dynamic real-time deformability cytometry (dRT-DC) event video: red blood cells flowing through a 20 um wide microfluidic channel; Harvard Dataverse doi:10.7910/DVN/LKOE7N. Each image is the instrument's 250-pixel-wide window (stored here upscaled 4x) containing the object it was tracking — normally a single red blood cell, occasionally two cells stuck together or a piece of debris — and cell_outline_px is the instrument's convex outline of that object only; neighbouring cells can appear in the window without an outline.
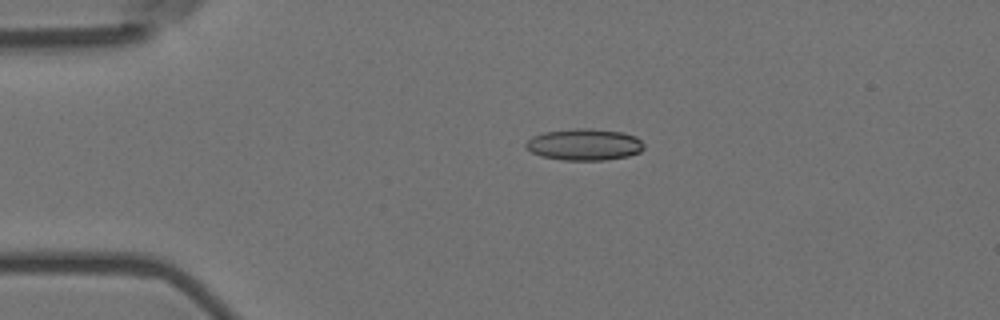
{"species": "Egyptian fruit bat (a non-hibernating species)", "species_latin": "Rousettus aegyptiacus", "temperature_condition": "room temperature", "stored_images_in_passage": 6, "camera_frame_rate_fps": 3000, "um_per_image_px": 0.085, "animal": {"sex": "female"}, "frame": {"image": 1, "passage_image": 1, "time_ms": 0.0, "image_size_px": [1000, 320], "cell_outline_px": [[644, 148], [640, 152], [628, 156], [604, 160], [564, 160], [540, 156], [532, 152], [524, 144], [532, 136], [544, 132], [572, 128], [592, 128], [624, 132], [636, 136], [644, 144]], "centroid_in_image_um": [49.69, 12.27], "position_along_channel_um": 35.3, "area_um2": 21.91}}
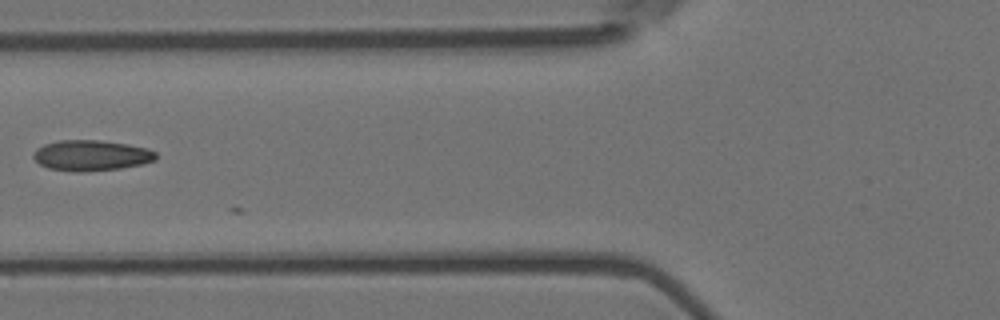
{"frame": {"image": 2, "passage_image": 4, "time_ms": 1.0, "image_size_px": [1000, 320], "cell_outline_px": [[156, 160], [140, 164], [120, 168], [80, 172], [76, 172], [48, 168], [40, 164], [32, 156], [32, 152], [36, 148], [44, 144], [60, 140], [100, 140], [128, 144], [148, 148], [156, 152]], "centroid_in_image_um": [7.73, 13.2], "position_along_channel_um": 118.1, "area_um2": 21.91}}